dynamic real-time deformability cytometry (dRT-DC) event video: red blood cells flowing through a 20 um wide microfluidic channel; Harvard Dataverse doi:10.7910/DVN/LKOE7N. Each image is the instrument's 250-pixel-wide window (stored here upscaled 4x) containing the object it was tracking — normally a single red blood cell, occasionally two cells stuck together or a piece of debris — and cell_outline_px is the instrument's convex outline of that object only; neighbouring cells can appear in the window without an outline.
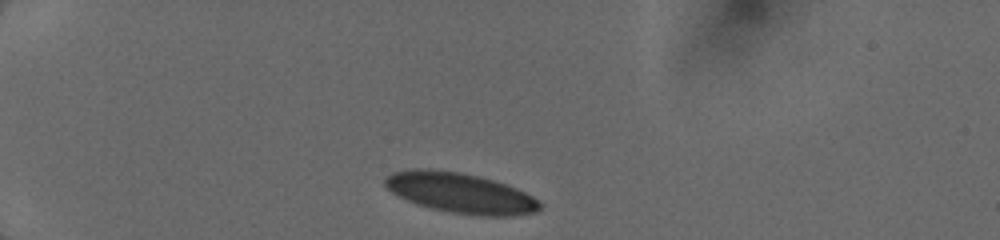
{"species": "human", "species_latin": "Homo sapiens", "temperature_condition": "cold", "stored_images_in_passage": 48, "camera_frame_rate_fps": 3000, "um_per_image_px": 0.085, "donor": {"sex": "female"}, "frame": {"image": 1, "passage_image": 1, "time_ms": 0.0, "image_size_px": [1000, 240], "cell_outline_px": [[544, 204], [536, 212], [512, 216], [480, 216], [452, 212], [432, 208], [416, 204], [392, 192], [384, 184], [384, 180], [392, 172], [412, 168], [428, 168], [460, 172], [492, 180], [516, 188], [532, 196]], "centroid_in_image_um": [39.14, 16.4], "position_along_channel_um": 45.9, "area_um2": 36.13}}
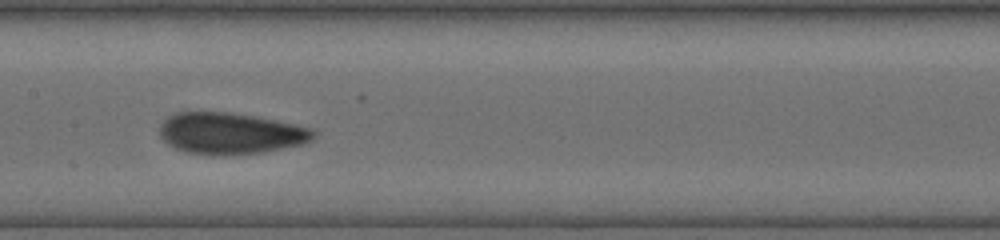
{"frame": {"image": 2, "passage_image": 28, "time_ms": 4.667, "image_size_px": [1000, 240], "cell_outline_px": [[316, 136], [312, 140], [304, 144], [260, 152], [224, 156], [212, 156], [188, 152], [176, 148], [168, 144], [160, 136], [160, 124], [168, 116], [176, 112], [228, 112], [256, 116], [316, 128]], "centroid_in_image_um": [19.63, 11.34], "position_along_channel_um": 187.8, "area_um2": 37.51}}
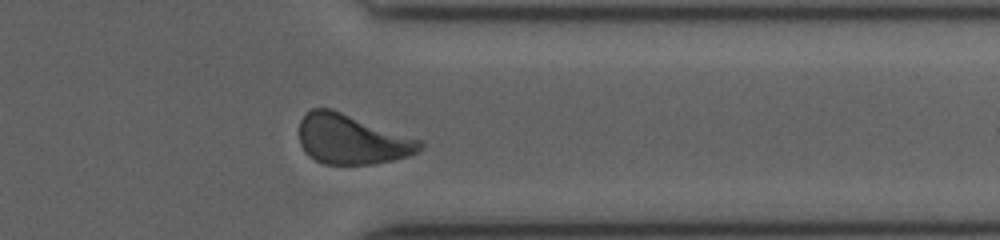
{"frame": {"image": 3, "passage_image": 43, "time_ms": 9.333, "image_size_px": [1000, 240], "cell_outline_px": [[424, 148], [420, 152], [412, 156], [372, 164], [324, 164], [308, 156], [304, 152], [300, 144], [300, 120], [312, 108], [332, 108], [424, 140]], "centroid_in_image_um": [29.97, 11.84], "position_along_channel_um": 381.4, "area_um2": 35.66}}